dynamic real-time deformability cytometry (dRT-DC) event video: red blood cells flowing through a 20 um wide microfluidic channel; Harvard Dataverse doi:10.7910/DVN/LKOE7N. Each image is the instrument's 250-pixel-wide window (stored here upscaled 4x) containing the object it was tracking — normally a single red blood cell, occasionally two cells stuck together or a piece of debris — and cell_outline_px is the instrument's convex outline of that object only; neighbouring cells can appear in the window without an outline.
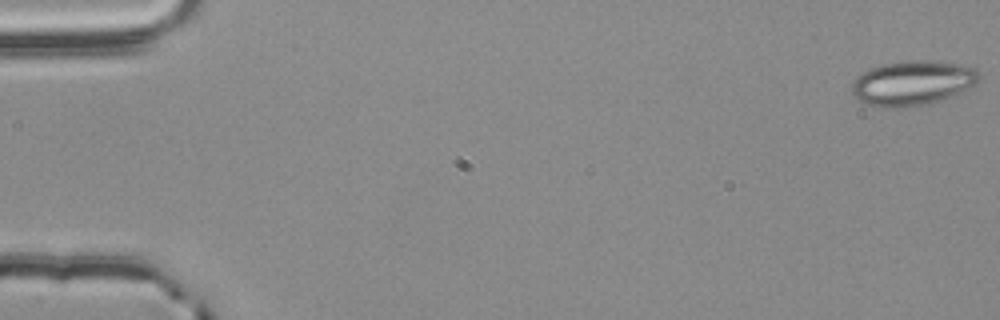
{"species": "common noctule bat (a hibernating species)", "species_latin": "Nyctalus noctula", "temperature_condition": "room temperature", "stored_images_in_passage": 56, "camera_frame_rate_fps": 3000, "um_per_image_px": 0.085, "animal": {"sex": "male", "body_mass_g": 20.4}, "frame": {"image": 1, "passage_image": 1, "time_ms": 0.0, "image_size_px": [1000, 320], "cell_outline_px": [[980, 80], [976, 84], [940, 100], [928, 104], [892, 108], [884, 108], [864, 104], [856, 100], [852, 92], [852, 80], [856, 76], [868, 68], [884, 64], [908, 60], [928, 60], [968, 64], [976, 68], [980, 72]], "centroid_in_image_um": [77.55, 7.04], "position_along_channel_um": 7.5, "area_um2": 33.64}}
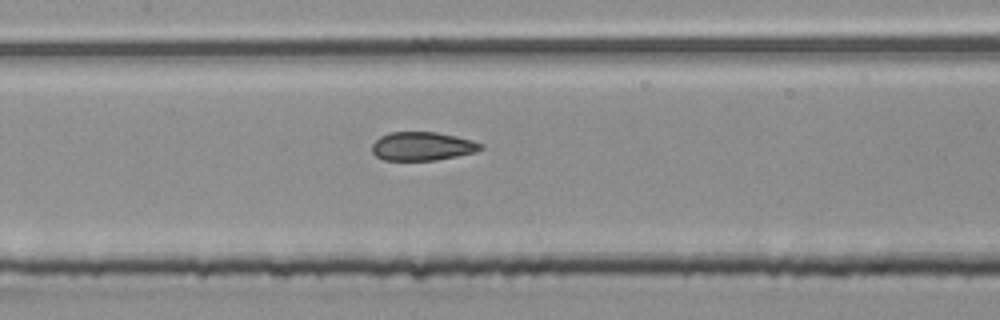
{"frame": {"image": 2, "passage_image": 27, "time_ms": 8.667, "image_size_px": [1000, 320], "cell_outline_px": [[484, 148], [476, 152], [436, 160], [384, 160], [376, 156], [372, 152], [372, 144], [380, 136], [388, 132], [436, 132], [456, 136], [472, 140], [484, 144]], "centroid_in_image_um": [35.91, 12.43], "position_along_channel_um": 171.5, "area_um2": 18.21}}
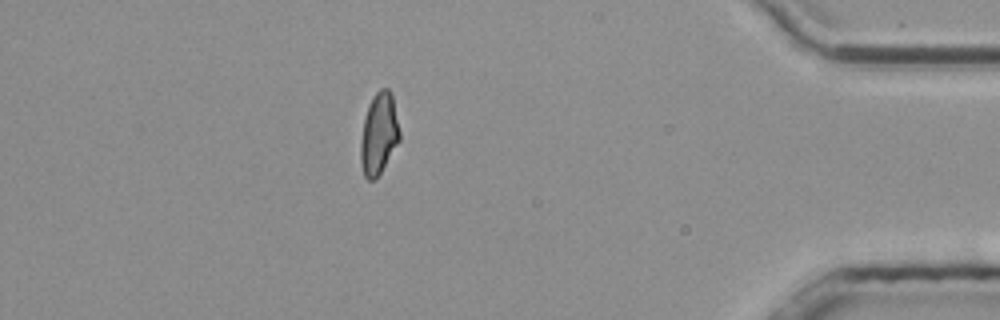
{"frame": {"image": 3, "passage_image": 49, "time_ms": 16.0, "image_size_px": [1000, 320], "cell_outline_px": [[400, 140], [376, 180], [368, 180], [364, 176], [360, 160], [360, 144], [364, 116], [368, 104], [372, 96], [380, 88], [388, 88], [392, 92], [400, 132]], "centroid_in_image_um": [32.2, 11.35], "position_along_channel_um": 403.0, "area_um2": 18.84}, "authors_computed_cell_mechanics": {"area_um2": 19.0162, "velocity_mm_per_s": 3.7901, "shape_relaxation_time_tau1_ms": null, "shape_relaxation_time_tau2_ms": 1.1231, "deformation_change_tau1": null, "deformation_change_tau2": 0.0823}}